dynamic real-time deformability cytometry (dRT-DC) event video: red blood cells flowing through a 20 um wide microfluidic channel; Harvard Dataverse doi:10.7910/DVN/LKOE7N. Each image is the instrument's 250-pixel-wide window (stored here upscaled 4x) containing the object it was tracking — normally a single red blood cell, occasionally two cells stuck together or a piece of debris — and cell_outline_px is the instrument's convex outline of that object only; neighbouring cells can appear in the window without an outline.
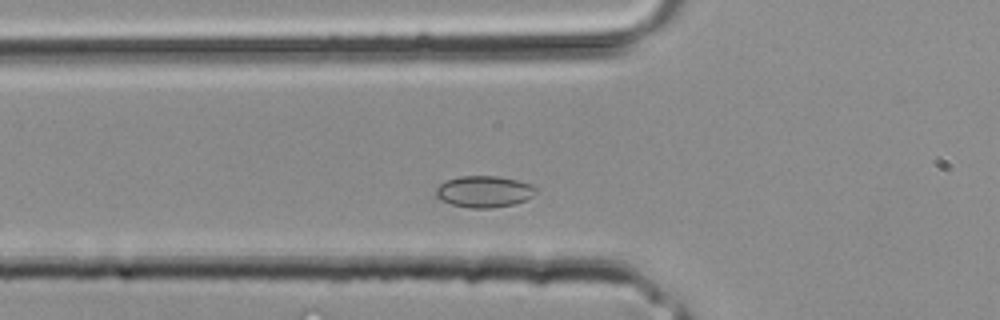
{"species": "common noctule bat (a hibernating species)", "species_latin": "Nyctalus noctula", "temperature_condition": "room temperature", "stored_images_in_passage": 30, "camera_frame_rate_fps": 3000, "um_per_image_px": 0.085, "animal": {"sex": "male", "body_mass_g": 20.4}, "frame": {"image": 1, "passage_image": 6, "time_ms": 1.667, "image_size_px": [1000, 320], "cell_outline_px": [[536, 192], [532, 196], [524, 200], [512, 204], [492, 208], [468, 208], [452, 204], [440, 200], [436, 196], [436, 188], [440, 184], [448, 180], [460, 176], [496, 176], [516, 180], [532, 184], [536, 188]], "centroid_in_image_um": [41.13, 16.28], "position_along_channel_um": 84.7, "area_um2": 18.21}}
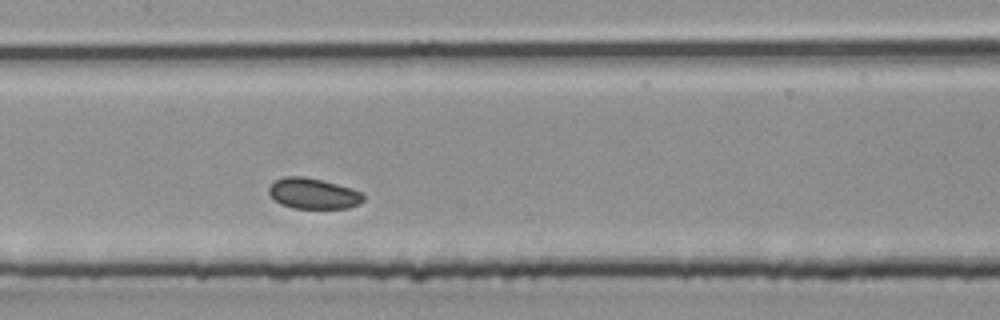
{"frame": {"image": 2, "passage_image": 11, "time_ms": 3.333, "image_size_px": [1000, 320], "cell_outline_px": [[364, 200], [360, 204], [348, 208], [292, 208], [280, 204], [268, 192], [268, 188], [276, 180], [284, 176], [304, 176], [352, 188], [364, 192]], "centroid_in_image_um": [26.66, 16.45], "position_along_channel_um": 180.7, "area_um2": 16.94}}
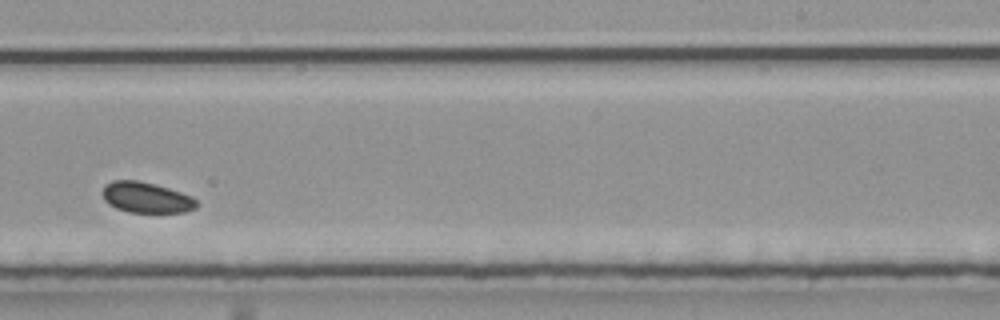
{"frame": {"image": 3, "passage_image": 16, "time_ms": 5.0, "image_size_px": [1000, 320], "cell_outline_px": [[200, 204], [196, 208], [184, 212], [128, 212], [116, 208], [108, 204], [104, 200], [100, 192], [104, 184], [112, 180], [136, 180], [156, 184], [192, 196]], "centroid_in_image_um": [12.4, 16.78], "position_along_channel_um": 276.6, "area_um2": 17.11}}